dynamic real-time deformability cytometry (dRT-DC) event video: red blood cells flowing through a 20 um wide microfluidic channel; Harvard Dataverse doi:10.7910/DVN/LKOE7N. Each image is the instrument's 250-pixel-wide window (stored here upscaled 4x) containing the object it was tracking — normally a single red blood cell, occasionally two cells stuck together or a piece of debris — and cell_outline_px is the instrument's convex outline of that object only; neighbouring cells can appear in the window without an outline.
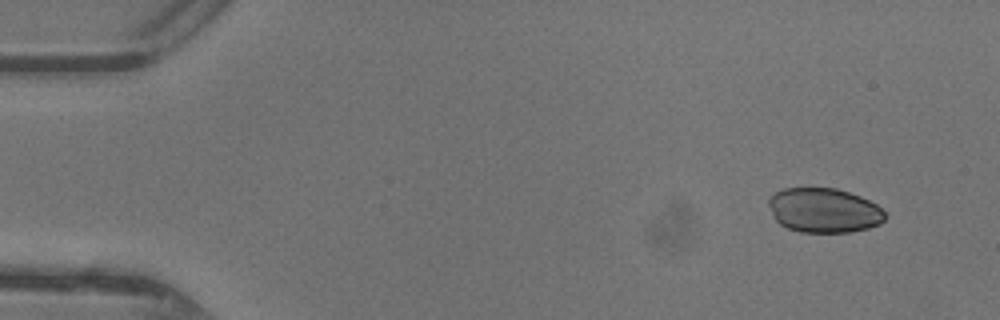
{"species": "common noctule bat (a hibernating species)", "species_latin": "Nyctalus noctula", "temperature_condition": "warm", "stored_images_in_passage": 44, "camera_frame_rate_fps": 3000, "um_per_image_px": 0.085, "animal": {"sex": "female"}, "frame": {"image": 1, "passage_image": 1, "time_ms": 0.0, "image_size_px": [1000, 320], "cell_outline_px": [[888, 216], [880, 224], [868, 228], [848, 232], [800, 232], [788, 228], [780, 224], [772, 216], [768, 204], [768, 200], [776, 192], [784, 188], [836, 188], [860, 196], [876, 204]], "centroid_in_image_um": [70.03, 17.88], "position_along_channel_um": 15.0, "area_um2": 30.23}}
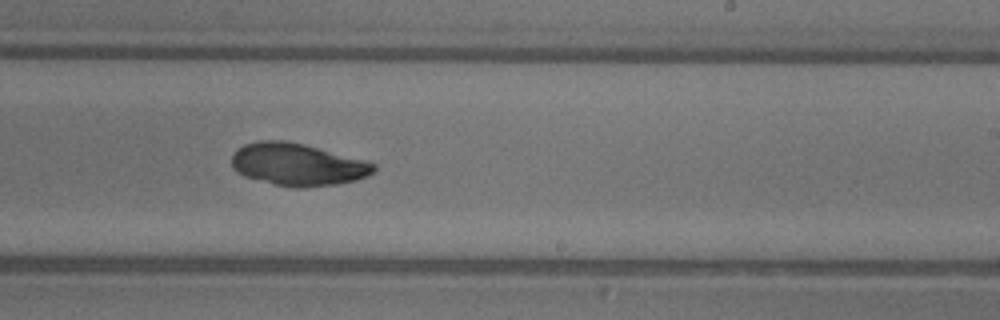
{"frame": {"image": 2, "passage_image": 26, "time_ms": 8.333, "image_size_px": [1000, 320], "cell_outline_px": [[376, 172], [368, 176], [356, 180], [336, 184], [304, 188], [292, 188], [272, 184], [244, 176], [236, 172], [232, 168], [232, 156], [244, 144], [260, 140], [284, 140], [304, 144], [376, 164]], "centroid_in_image_um": [25.28, 14.0], "position_along_channel_um": 263.7, "area_um2": 35.03}}
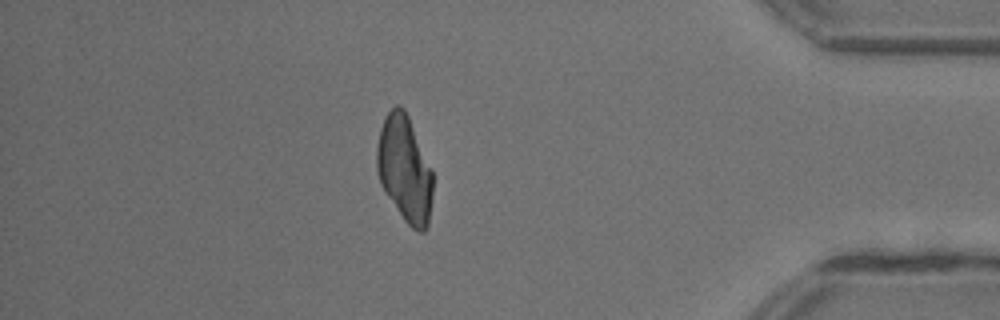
{"frame": {"image": 3, "passage_image": 38, "time_ms": 12.333, "image_size_px": [1000, 320], "cell_outline_px": [[432, 200], [428, 228], [424, 232], [420, 232], [412, 228], [404, 220], [384, 192], [380, 184], [376, 168], [376, 148], [380, 128], [384, 116], [396, 104], [400, 104], [404, 108], [408, 116], [432, 172]], "centroid_in_image_um": [34.37, 14.38], "position_along_channel_um": 400.8, "area_um2": 34.74}}